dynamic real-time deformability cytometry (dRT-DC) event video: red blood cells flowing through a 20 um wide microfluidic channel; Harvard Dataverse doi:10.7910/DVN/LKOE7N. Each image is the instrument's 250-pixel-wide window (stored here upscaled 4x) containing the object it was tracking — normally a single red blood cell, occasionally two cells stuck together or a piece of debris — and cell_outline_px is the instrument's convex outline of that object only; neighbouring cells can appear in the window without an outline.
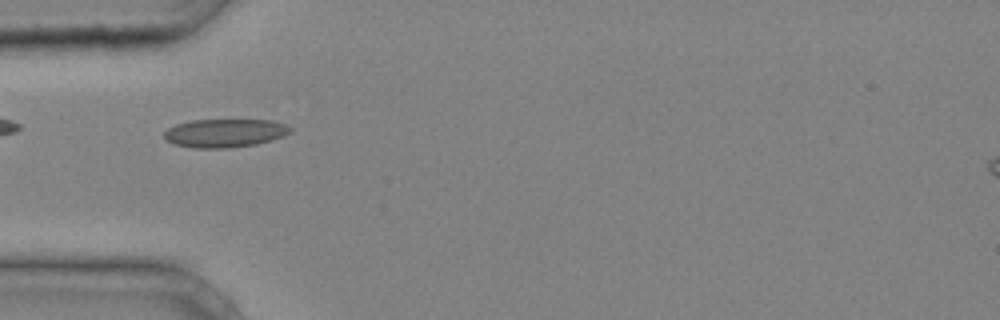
{"species": "common noctule bat (a hibernating species)", "species_latin": "Nyctalus noctula", "temperature_condition": "cold", "stored_images_in_passage": 26, "camera_frame_rate_fps": 3000, "um_per_image_px": 0.085, "animal": {"sex": "male", "body_mass_g": 20.4}, "frame": {"image": 1, "passage_image": 1, "time_ms": 0.0, "image_size_px": [1000, 320], "cell_outline_px": [[292, 132], [284, 136], [256, 144], [232, 148], [192, 148], [172, 144], [164, 136], [164, 132], [168, 128], [176, 124], [192, 120], [272, 120], [284, 124], [292, 128]], "centroid_in_image_um": [19.11, 11.31], "position_along_channel_um": 65.9, "area_um2": 20.98}}